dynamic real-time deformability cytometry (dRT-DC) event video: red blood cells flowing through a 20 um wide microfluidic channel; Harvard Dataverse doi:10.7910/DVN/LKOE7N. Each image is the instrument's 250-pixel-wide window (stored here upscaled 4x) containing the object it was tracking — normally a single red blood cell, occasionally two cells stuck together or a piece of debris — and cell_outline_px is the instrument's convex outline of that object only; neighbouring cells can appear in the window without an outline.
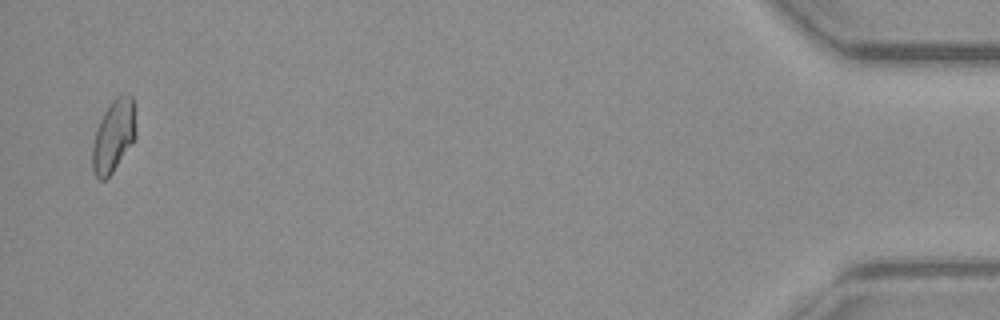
{"species": "common noctule bat (a hibernating species)", "species_latin": "Nyctalus noctula", "temperature_condition": "warm", "stored_images_in_passage": 17, "camera_frame_rate_fps": 3000, "um_per_image_px": 0.085, "animal": {"sex": "female", "body_mass_g": 19.3, "forearm_length_mm": 54.1}, "frame": {"image": 1, "passage_image": 17, "time_ms": 21.333, "image_size_px": [1000, 320], "cell_outline_px": [[136, 136], [112, 172], [104, 180], [100, 180], [92, 172], [92, 144], [96, 128], [104, 112], [112, 100], [116, 96], [128, 92], [132, 96], [136, 128]], "centroid_in_image_um": [9.64, 11.52], "position_along_channel_um": 425.6, "area_um2": 18.32}}